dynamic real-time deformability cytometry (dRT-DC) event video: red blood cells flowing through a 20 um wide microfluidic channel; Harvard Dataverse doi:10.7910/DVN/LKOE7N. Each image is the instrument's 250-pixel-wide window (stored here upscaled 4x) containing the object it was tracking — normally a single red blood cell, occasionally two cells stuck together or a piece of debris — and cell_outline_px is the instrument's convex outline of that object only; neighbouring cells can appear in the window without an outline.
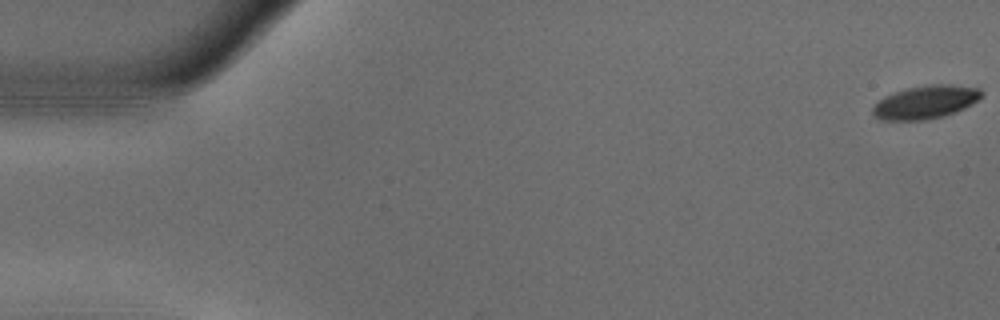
{"species": "common noctule bat (a hibernating species)", "species_latin": "Nyctalus noctula", "temperature_condition": "warm", "stored_images_in_passage": 55, "camera_frame_rate_fps": 3000, "um_per_image_px": 0.085, "animal": {"sex": "male", "body_mass_g": 18.8}, "frame": {"image": 1, "passage_image": 1, "time_ms": 0.0, "image_size_px": [1000, 320], "cell_outline_px": [[984, 96], [972, 104], [956, 112], [944, 116], [924, 120], [880, 120], [872, 116], [872, 108], [884, 96], [892, 92], [908, 88], [928, 84], [952, 84], [980, 88], [984, 92]], "centroid_in_image_um": [78.69, 8.67], "position_along_channel_um": 6.3, "area_um2": 21.39}}
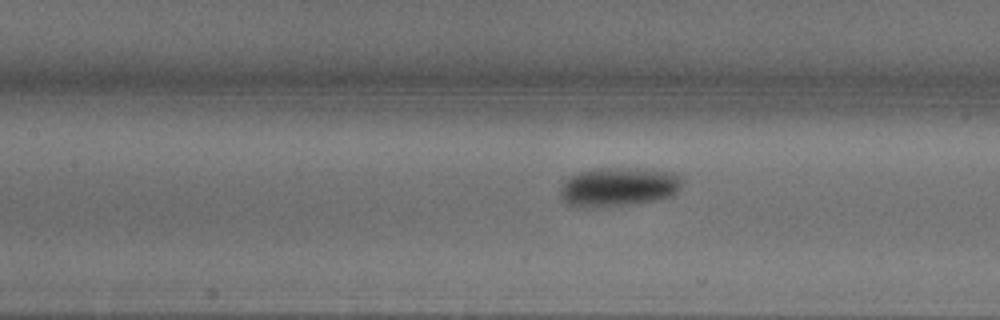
{"frame": {"image": 2, "passage_image": 25, "time_ms": 8.0, "image_size_px": [1000, 320], "cell_outline_px": [[684, 176], [680, 188], [672, 196], [656, 200], [628, 204], [592, 208], [576, 208], [568, 204], [564, 200], [560, 192], [560, 188], [564, 180], [568, 176], [592, 168], [636, 168], [672, 172]], "centroid_in_image_um": [52.55, 15.88], "position_along_channel_um": 154.8, "area_um2": 28.15}}
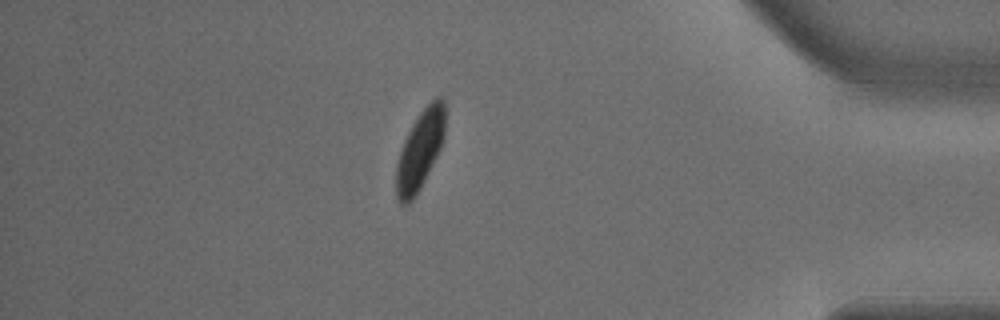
{"frame": {"image": 3, "passage_image": 48, "time_ms": 15.667, "image_size_px": [1000, 320], "cell_outline_px": [[444, 136], [440, 148], [416, 196], [408, 204], [400, 204], [396, 196], [396, 164], [404, 140], [412, 124], [420, 112], [436, 96], [440, 96], [444, 100]], "centroid_in_image_um": [35.68, 12.77], "position_along_channel_um": 399.5, "area_um2": 22.2}, "authors_computed_cell_mechanics": {"area_um2": 24.1026, "velocity_mm_per_s": 3.6889, "shape_relaxation_time_tau1_ms": 3.34, "shape_relaxation_time_tau2_ms": null, "deformation_change_tau1": 0.1429, "deformation_change_tau2": null}}